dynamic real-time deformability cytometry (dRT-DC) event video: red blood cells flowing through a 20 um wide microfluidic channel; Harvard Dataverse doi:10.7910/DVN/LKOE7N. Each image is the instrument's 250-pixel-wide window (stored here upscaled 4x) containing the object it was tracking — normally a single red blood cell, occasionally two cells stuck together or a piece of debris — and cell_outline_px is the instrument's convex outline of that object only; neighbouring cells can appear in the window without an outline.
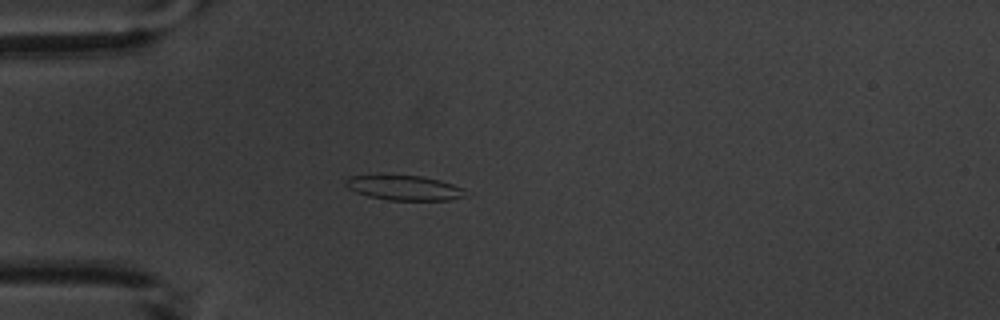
{"species": "common noctule bat (a hibernating species)", "species_latin": "Nyctalus noctula", "temperature_condition": "warm", "stored_images_in_passage": 5, "camera_frame_rate_fps": 3000, "um_per_image_px": 0.085, "animal": {"sex": "male", "body_mass_g": 20.1, "forearm_length_mm": 53.5}, "frame": {"image": 1, "passage_image": 4, "time_ms": 3.667, "image_size_px": [1000, 320], "cell_outline_px": [[464, 196], [448, 200], [388, 200], [368, 196], [356, 192], [348, 188], [344, 184], [344, 180], [348, 176], [380, 172], [420, 176], [440, 180], [464, 188]], "centroid_in_image_um": [34.22, 15.91], "position_along_channel_um": 50.8, "area_um2": 18.09}}